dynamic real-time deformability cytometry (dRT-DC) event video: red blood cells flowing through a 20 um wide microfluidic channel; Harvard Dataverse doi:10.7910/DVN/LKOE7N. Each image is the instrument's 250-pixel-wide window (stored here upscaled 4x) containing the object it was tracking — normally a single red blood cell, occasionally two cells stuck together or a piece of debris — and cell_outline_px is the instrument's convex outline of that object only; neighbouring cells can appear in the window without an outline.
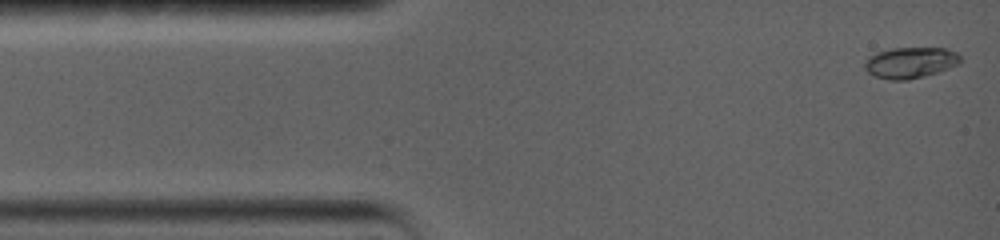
{"species": "common noctule bat (a hibernating species)", "species_latin": "Nyctalus noctula", "temperature_condition": "warm", "stored_images_in_passage": 27, "camera_frame_rate_fps": 5000, "um_per_image_px": 0.085, "animal": {"sex": "female", "body_mass_g": 19.0, "forearm_length_mm": 56.7}, "frame": {"image": 1, "passage_image": 1, "time_ms": 0.0, "image_size_px": [1000, 240], "cell_outline_px": [[960, 64], [924, 76], [908, 80], [888, 80], [876, 76], [868, 72], [864, 68], [864, 60], [868, 56], [876, 52], [892, 48], [944, 48], [956, 52], [960, 56]], "centroid_in_image_um": [77.34, 5.32], "position_along_channel_um": 7.7, "area_um2": 17.34}}
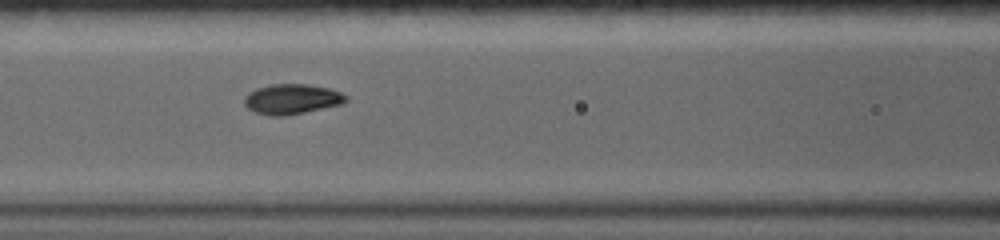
{"frame": {"image": 2, "passage_image": 10, "time_ms": 5.8, "image_size_px": [1000, 240], "cell_outline_px": [[348, 100], [344, 104], [284, 116], [272, 116], [256, 112], [248, 108], [244, 104], [244, 96], [248, 92], [256, 88], [272, 84], [308, 84], [328, 88], [340, 92], [348, 96]], "centroid_in_image_um": [24.82, 8.42], "position_along_channel_um": 141.8, "area_um2": 17.92}}
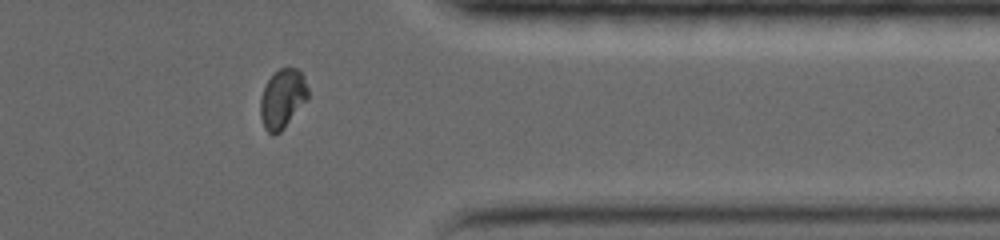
{"frame": {"image": 3, "passage_image": 20, "time_ms": 12.8, "image_size_px": [1000, 240], "cell_outline_px": [[308, 100], [284, 128], [280, 132], [272, 136], [264, 128], [260, 116], [260, 100], [264, 88], [268, 80], [280, 68], [296, 68], [304, 76], [308, 88]], "centroid_in_image_um": [24.02, 8.42], "position_along_channel_um": 387.4, "area_um2": 16.47}, "authors_computed_cell_mechanics": {"area_um2": 17.1088, "velocity_mm_per_s": 3.6111, "shape_relaxation_time_tau1_ms": 4.5562, "shape_relaxation_time_tau2_ms": null, "deformation_change_tau1": 0.1842, "deformation_change_tau2": null}}